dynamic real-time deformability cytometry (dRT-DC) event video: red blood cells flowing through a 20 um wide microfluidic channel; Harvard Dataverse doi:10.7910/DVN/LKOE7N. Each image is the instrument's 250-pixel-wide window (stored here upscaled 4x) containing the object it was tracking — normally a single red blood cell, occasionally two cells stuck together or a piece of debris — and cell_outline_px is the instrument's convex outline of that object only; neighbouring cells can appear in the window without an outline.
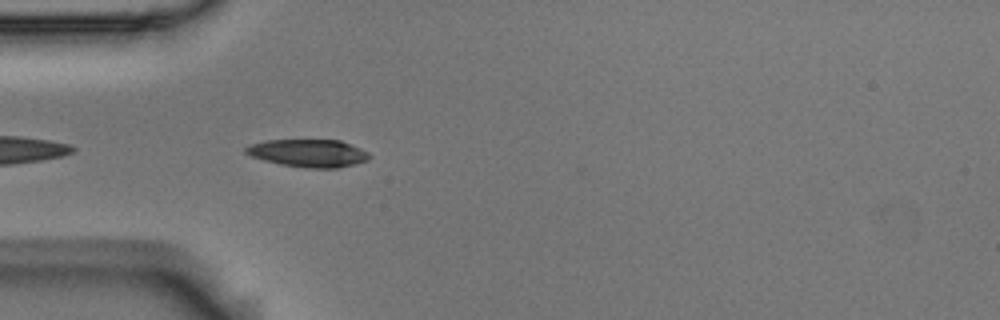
{"species": "Egyptian fruit bat (a non-hibernating species)", "species_latin": "Rousettus aegyptiacus", "temperature_condition": "room temperature", "stored_images_in_passage": 2, "camera_frame_rate_fps": 3000, "um_per_image_px": 0.085, "animal": {"sex": "male"}, "frame": {"image": 1, "passage_image": 2, "time_ms": 0.333, "image_size_px": [1000, 320], "cell_outline_px": [[372, 156], [368, 160], [336, 168], [308, 168], [280, 164], [264, 160], [252, 156], [244, 152], [244, 148], [252, 144], [264, 140], [340, 140], [360, 148], [368, 152]], "centroid_in_image_um": [26.21, 13.01], "position_along_channel_um": 58.8, "area_um2": 19.83}}